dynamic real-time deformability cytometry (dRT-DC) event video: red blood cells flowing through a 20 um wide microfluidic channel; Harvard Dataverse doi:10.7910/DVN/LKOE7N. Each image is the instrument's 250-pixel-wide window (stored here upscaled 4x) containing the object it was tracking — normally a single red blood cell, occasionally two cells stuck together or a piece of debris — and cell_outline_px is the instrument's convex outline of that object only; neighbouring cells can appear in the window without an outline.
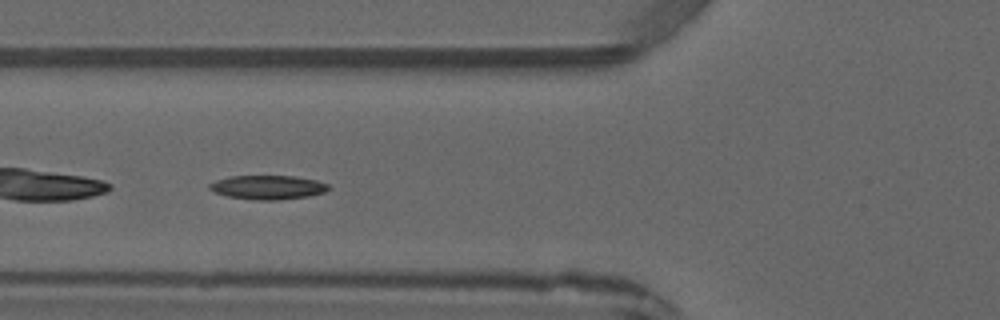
{"species": "common noctule bat (a hibernating species)", "species_latin": "Nyctalus noctula", "temperature_condition": "warm", "stored_images_in_passage": 6, "camera_frame_rate_fps": 3000, "um_per_image_px": 0.085, "animal": {"sex": "male", "forearm_length_mm": 52.5}, "frame": {"image": 1, "passage_image": 5, "time_ms": 4.667, "image_size_px": [1000, 320], "cell_outline_px": [[332, 188], [324, 192], [308, 196], [280, 200], [256, 200], [228, 196], [216, 192], [208, 188], [208, 184], [216, 180], [228, 176], [296, 176], [316, 180], [328, 184]], "centroid_in_image_um": [22.78, 15.91], "position_along_channel_um": 103.0, "area_um2": 16.7}}
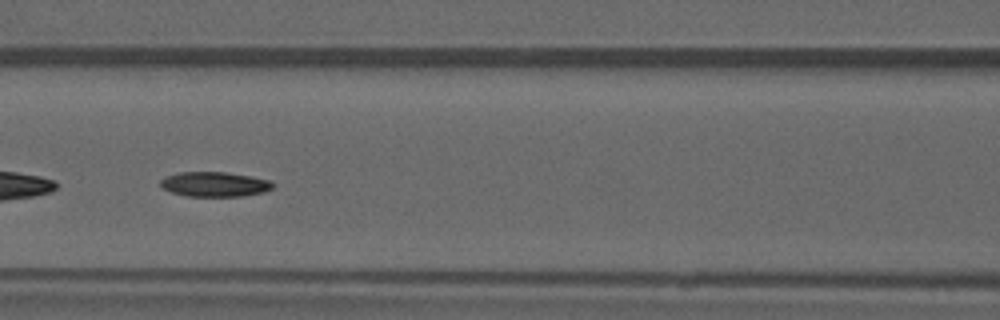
{"frame": {"image": 2, "passage_image": 6, "time_ms": 5.667, "image_size_px": [1000, 320], "cell_outline_px": [[276, 184], [272, 188], [264, 192], [244, 196], [184, 196], [172, 192], [164, 188], [160, 184], [160, 180], [164, 176], [180, 172], [224, 172], [252, 176], [272, 180]], "centroid_in_image_um": [18.28, 15.66], "position_along_channel_um": 148.3, "area_um2": 16.42}}